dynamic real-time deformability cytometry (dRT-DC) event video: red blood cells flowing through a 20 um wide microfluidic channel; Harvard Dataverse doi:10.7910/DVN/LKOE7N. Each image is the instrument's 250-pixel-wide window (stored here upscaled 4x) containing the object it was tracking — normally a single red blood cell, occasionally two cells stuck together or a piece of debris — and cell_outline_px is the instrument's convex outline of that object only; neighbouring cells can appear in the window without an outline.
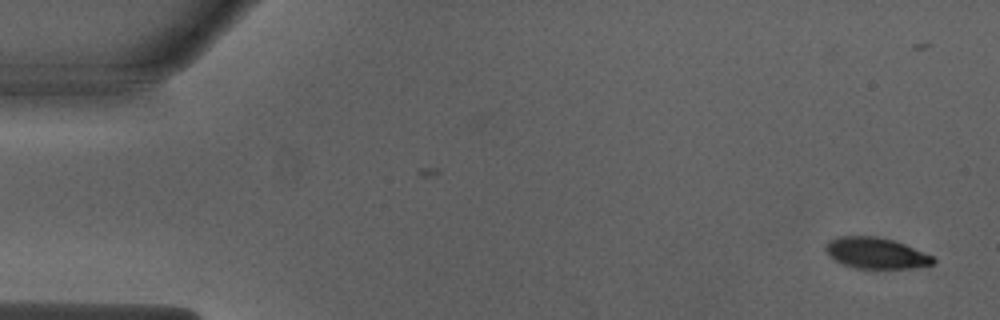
{"species": "Egyptian fruit bat (a non-hibernating species)", "species_latin": "Rousettus aegyptiacus", "temperature_condition": "warm", "stored_images_in_passage": 51, "camera_frame_rate_fps": 3000, "um_per_image_px": 0.085, "animal": {"sex": "male"}, "frame": {"image": 1, "passage_image": 1, "time_ms": 0.0, "image_size_px": [1000, 320], "cell_outline_px": [[936, 260], [932, 264], [912, 268], [856, 268], [844, 264], [828, 256], [824, 248], [824, 244], [828, 240], [840, 236], [876, 236], [896, 240], [932, 256]], "centroid_in_image_um": [74.42, 21.49], "position_along_channel_um": 10.6, "area_um2": 19.48}}
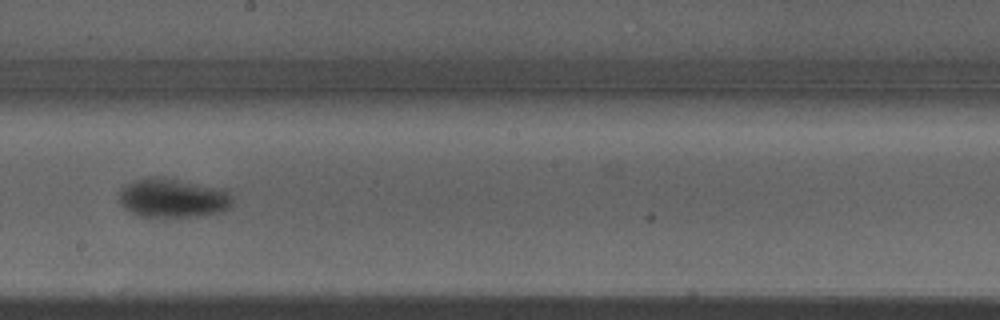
{"frame": {"image": 2, "passage_image": 28, "time_ms": 9.0, "image_size_px": [1000, 320], "cell_outline_px": [[232, 204], [224, 212], [196, 216], [140, 216], [132, 212], [120, 204], [120, 188], [132, 180], [148, 176], [156, 176], [220, 188], [228, 192], [232, 196]], "centroid_in_image_um": [14.68, 16.82], "position_along_channel_um": 233.5, "area_um2": 25.66}}
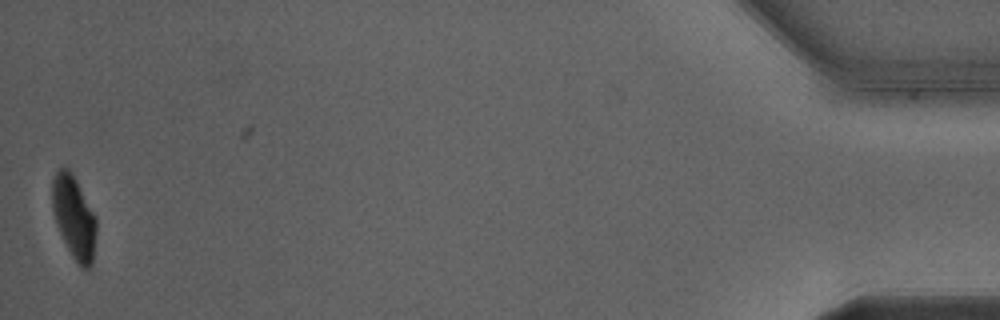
{"frame": {"image": 3, "passage_image": 50, "time_ms": 16.333, "image_size_px": [1000, 320], "cell_outline_px": [[96, 232], [92, 264], [88, 268], [80, 268], [76, 264], [56, 224], [52, 208], [52, 180], [56, 172], [64, 164], [72, 172], [96, 216]], "centroid_in_image_um": [6.29, 18.44], "position_along_channel_um": 428.9, "area_um2": 21.39}, "authors_computed_cell_mechanics": {"area_um2": 23.698, "velocity_mm_per_s": 3.9985, "shape_relaxation_time_tau1_ms": 3.1431, "shape_relaxation_time_tau2_ms": null, "deformation_change_tau1": 0.1712, "deformation_change_tau2": null}}